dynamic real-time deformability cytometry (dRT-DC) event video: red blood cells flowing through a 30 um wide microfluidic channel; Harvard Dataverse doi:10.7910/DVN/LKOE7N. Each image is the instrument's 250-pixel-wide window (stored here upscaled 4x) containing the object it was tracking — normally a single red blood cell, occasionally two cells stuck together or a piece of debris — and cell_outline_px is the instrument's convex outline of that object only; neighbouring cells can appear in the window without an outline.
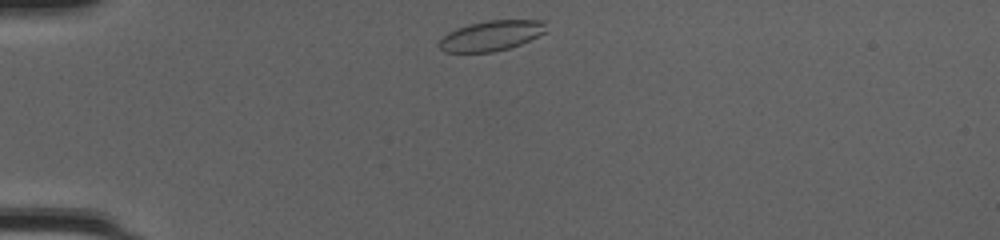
{"species": "common noctule bat (a hibernating species)", "species_latin": "Nyctalus noctula", "temperature_condition": "cold", "stored_images_in_passage": 38, "camera_frame_rate_fps": 3000, "um_per_image_px": 0.085, "animal": {"sex": "female", "body_mass_g": 20.0, "forearm_length_mm": 54.0}, "frame": {"image": 1, "passage_image": 1, "time_ms": 0.0, "image_size_px": [1000, 240], "cell_outline_px": [[544, 32], [520, 44], [508, 48], [492, 52], [444, 52], [436, 44], [448, 32], [456, 28], [468, 24], [488, 20], [544, 20]], "centroid_in_image_um": [41.68, 3.03], "position_along_channel_um": 43.3, "area_um2": 18.61}}
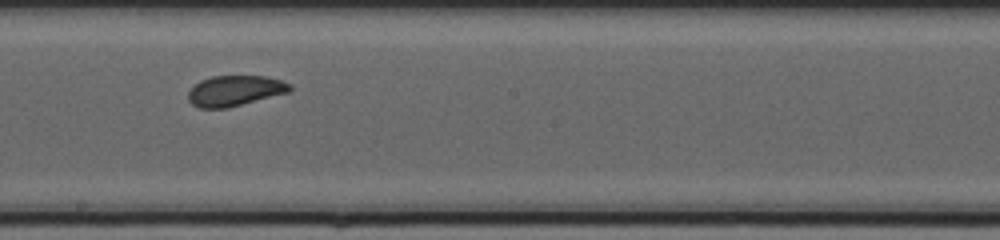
{"frame": {"image": 2, "passage_image": 17, "time_ms": 5.333, "image_size_px": [1000, 240], "cell_outline_px": [[292, 88], [288, 92], [228, 108], [200, 108], [192, 104], [188, 100], [188, 92], [200, 80], [212, 76], [264, 76], [280, 80], [292, 84]], "centroid_in_image_um": [19.95, 7.71], "position_along_channel_um": 228.2, "area_um2": 17.98}}
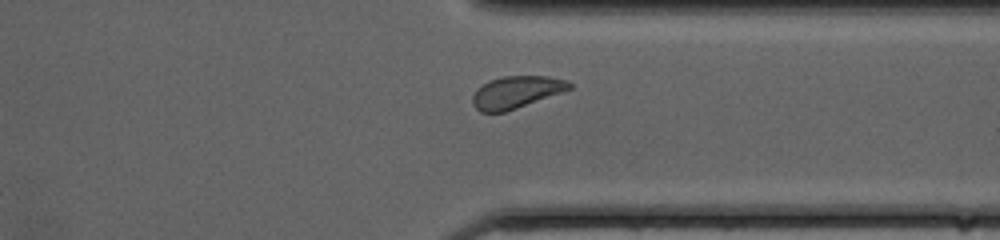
{"frame": {"image": 3, "passage_image": 27, "time_ms": 8.667, "image_size_px": [1000, 240], "cell_outline_px": [[572, 88], [516, 108], [504, 112], [480, 112], [472, 104], [472, 96], [476, 88], [488, 80], [504, 76], [548, 76], [568, 80], [572, 84]], "centroid_in_image_um": [43.84, 7.82], "position_along_channel_um": 367.6, "area_um2": 18.09}, "authors_computed_cell_mechanics": {"area_um2": 18.5249, "velocity_mm_per_s": 4.1815, "shape_relaxation_time_tau1_ms": 2.9229, "shape_relaxation_time_tau2_ms": null, "deformation_change_tau1": 0.086, "deformation_change_tau2": null}}